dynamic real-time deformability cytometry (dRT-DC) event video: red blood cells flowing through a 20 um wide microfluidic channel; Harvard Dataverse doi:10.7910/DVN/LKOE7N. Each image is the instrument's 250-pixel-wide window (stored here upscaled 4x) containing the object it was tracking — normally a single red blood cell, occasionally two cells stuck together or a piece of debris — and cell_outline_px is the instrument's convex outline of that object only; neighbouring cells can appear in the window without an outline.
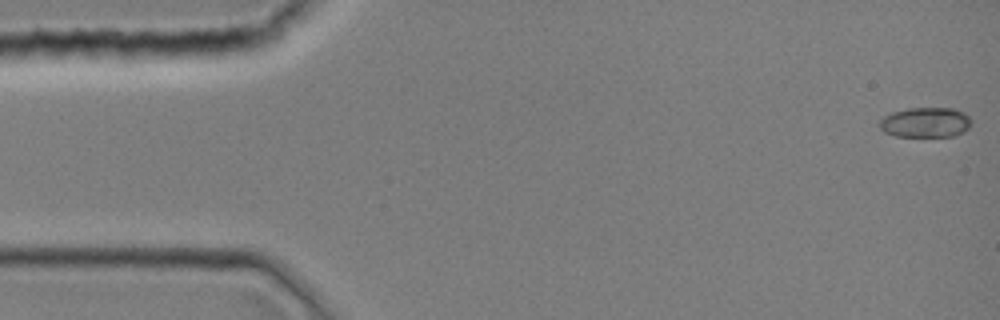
{"species": "common noctule bat (a hibernating species)", "species_latin": "Nyctalus noctula", "temperature_condition": "room temperature", "stored_images_in_passage": 43, "camera_frame_rate_fps": 3000, "um_per_image_px": 0.085, "animal": {"sex": "female", "body_mass_g": 19.0, "forearm_length_mm": 51.5}, "frame": {"image": 1, "passage_image": 1, "time_ms": 0.0, "image_size_px": [1000, 320], "cell_outline_px": [[972, 120], [968, 128], [964, 132], [952, 136], [896, 136], [884, 132], [880, 128], [880, 120], [884, 116], [892, 112], [908, 108], [952, 108], [964, 112]], "centroid_in_image_um": [78.67, 10.4], "position_along_channel_um": 6.3, "area_um2": 16.07}}
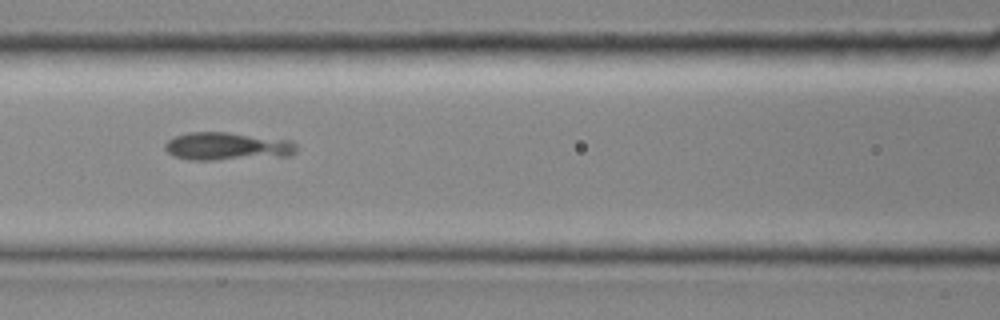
{"frame": {"image": 2, "passage_image": 19, "time_ms": 6.0, "image_size_px": [1000, 320], "cell_outline_px": [[296, 152], [292, 156], [216, 160], [188, 160], [172, 156], [164, 148], [164, 144], [172, 136], [188, 132], [228, 132], [292, 140], [296, 144]], "centroid_in_image_um": [19.31, 12.44], "position_along_channel_um": 147.3, "area_um2": 21.91}}
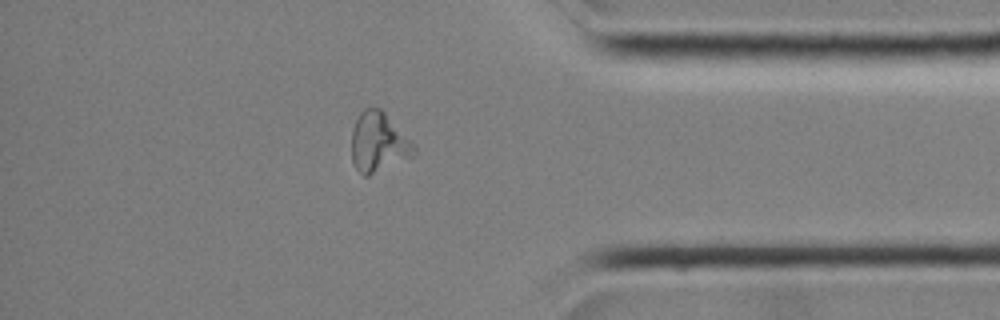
{"frame": {"image": 3, "passage_image": 37, "time_ms": 12.0, "image_size_px": [1000, 320], "cell_outline_px": [[416, 156], [368, 176], [364, 176], [352, 164], [352, 128], [360, 112], [364, 108], [380, 108], [416, 144]], "centroid_in_image_um": [32.2, 12.12], "position_along_channel_um": 403.0, "area_um2": 22.02}}